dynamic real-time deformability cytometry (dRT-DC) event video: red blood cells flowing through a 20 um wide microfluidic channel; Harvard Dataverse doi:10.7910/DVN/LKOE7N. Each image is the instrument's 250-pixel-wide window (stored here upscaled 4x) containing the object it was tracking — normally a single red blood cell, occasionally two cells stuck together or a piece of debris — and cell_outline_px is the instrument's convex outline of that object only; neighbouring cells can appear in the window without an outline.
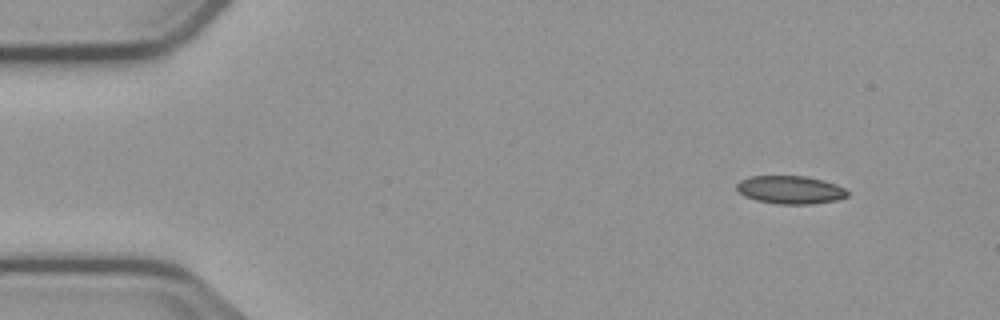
{"species": "common noctule bat (a hibernating species)", "species_latin": "Nyctalus noctula", "temperature_condition": "cold", "stored_images_in_passage": 4, "camera_frame_rate_fps": 3000, "um_per_image_px": 0.085, "animal": {"sex": "male", "body_mass_g": 23.1, "forearm_length_mm": 52.7}, "frame": {"image": 1, "passage_image": 1, "time_ms": 0.0, "image_size_px": [1000, 320], "cell_outline_px": [[848, 196], [836, 200], [808, 204], [780, 204], [756, 200], [744, 196], [736, 188], [736, 184], [740, 180], [752, 176], [804, 176], [824, 180], [836, 184], [844, 188], [848, 192]], "centroid_in_image_um": [67.17, 16.13], "position_along_channel_um": 17.8, "area_um2": 18.03}}
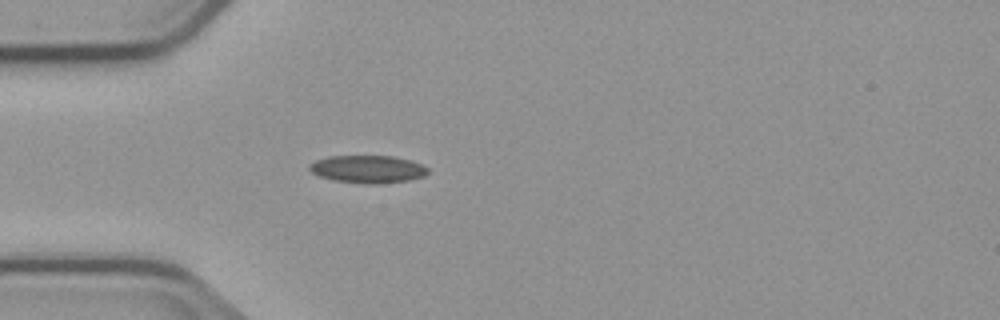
{"frame": {"image": 2, "passage_image": 4, "time_ms": 3.333, "image_size_px": [1000, 320], "cell_outline_px": [[428, 172], [424, 176], [408, 180], [376, 184], [368, 184], [332, 180], [320, 176], [312, 172], [308, 168], [308, 164], [316, 160], [328, 156], [392, 156], [412, 160], [424, 164], [428, 168]], "centroid_in_image_um": [31.27, 14.37], "position_along_channel_um": 53.7, "area_um2": 19.19}}